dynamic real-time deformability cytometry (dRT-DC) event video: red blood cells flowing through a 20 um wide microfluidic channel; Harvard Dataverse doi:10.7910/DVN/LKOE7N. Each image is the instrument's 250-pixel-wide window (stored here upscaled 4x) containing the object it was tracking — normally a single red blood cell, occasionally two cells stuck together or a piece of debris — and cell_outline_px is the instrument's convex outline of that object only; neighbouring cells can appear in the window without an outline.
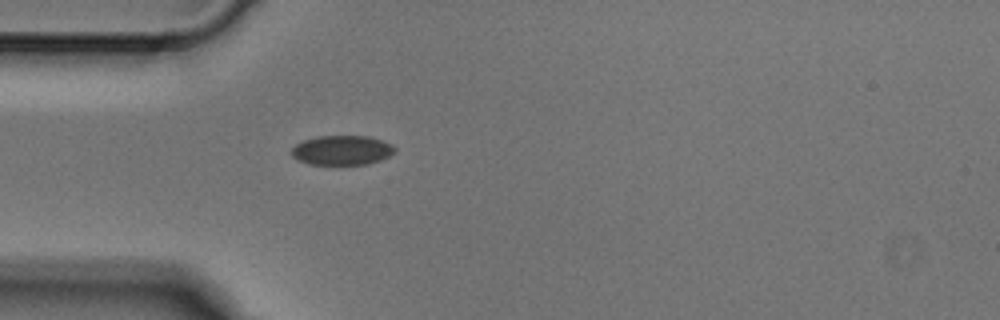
{"species": "Egyptian fruit bat (a non-hibernating species)", "species_latin": "Rousettus aegyptiacus", "temperature_condition": "cold", "stored_images_in_passage": 4, "camera_frame_rate_fps": 3000, "um_per_image_px": 0.085, "animal": {"sex": "male"}, "frame": {"image": 1, "passage_image": 4, "time_ms": 1.0, "image_size_px": [1000, 320], "cell_outline_px": [[396, 148], [388, 156], [380, 160], [368, 164], [308, 164], [296, 160], [292, 156], [292, 148], [296, 144], [304, 140], [316, 136], [368, 136], [392, 144]], "centroid_in_image_um": [29.03, 12.77], "position_along_channel_um": 56.0, "area_um2": 17.69}}